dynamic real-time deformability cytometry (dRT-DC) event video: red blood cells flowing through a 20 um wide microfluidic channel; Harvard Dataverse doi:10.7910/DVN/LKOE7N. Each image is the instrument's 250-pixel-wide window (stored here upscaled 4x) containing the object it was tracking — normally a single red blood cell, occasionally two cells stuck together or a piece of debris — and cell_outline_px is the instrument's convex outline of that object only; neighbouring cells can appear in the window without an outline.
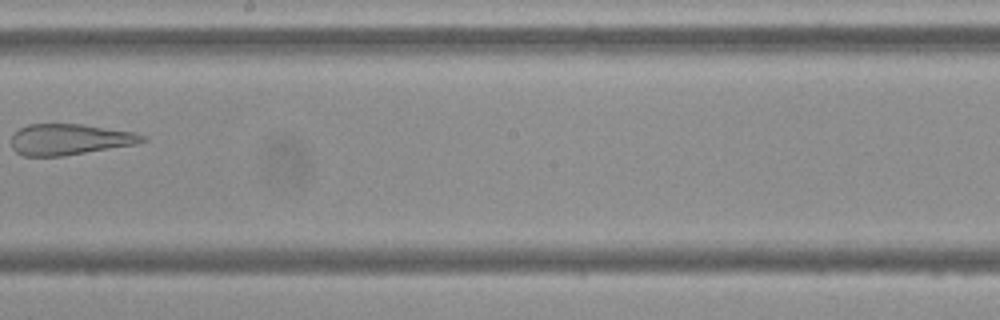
{"species": "Egyptian fruit bat (a non-hibernating species)", "species_latin": "Rousettus aegyptiacus", "temperature_condition": "cold", "stored_images_in_passage": 8, "camera_frame_rate_fps": 3000, "um_per_image_px": 0.085, "frame": {"image": 1, "passage_image": 8, "time_ms": 9.333, "image_size_px": [1000, 320], "cell_outline_px": [[148, 140], [136, 144], [64, 156], [24, 156], [16, 152], [12, 148], [12, 136], [20, 128], [28, 124], [80, 124], [136, 132], [148, 136]], "centroid_in_image_um": [5.96, 11.85], "position_along_channel_um": 242.2, "area_um2": 23.76}}